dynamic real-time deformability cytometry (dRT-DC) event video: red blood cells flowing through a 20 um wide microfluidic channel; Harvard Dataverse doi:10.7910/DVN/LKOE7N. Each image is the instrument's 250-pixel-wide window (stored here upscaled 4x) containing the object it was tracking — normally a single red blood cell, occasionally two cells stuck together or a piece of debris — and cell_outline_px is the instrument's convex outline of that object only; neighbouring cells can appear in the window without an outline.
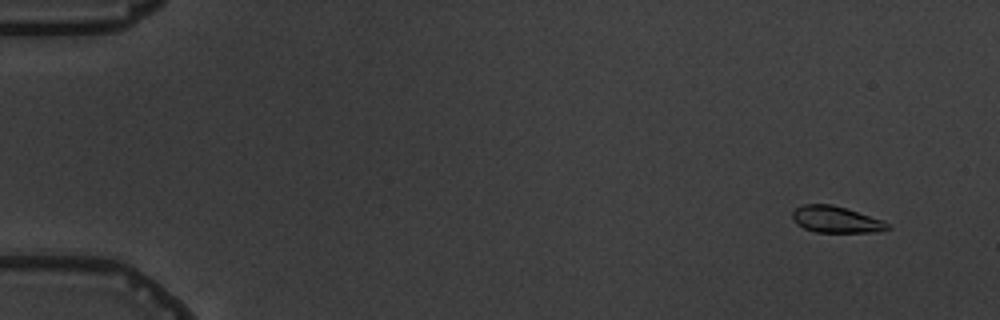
{"species": "common noctule bat (a hibernating species)", "species_latin": "Nyctalus noctula", "temperature_condition": "warm", "stored_images_in_passage": 6, "camera_frame_rate_fps": 3000, "um_per_image_px": 0.085, "animal": {"sex": "male", "body_mass_g": 19.5, "forearm_length_mm": 54.6}, "frame": {"image": 1, "passage_image": 2, "time_ms": 1.333, "image_size_px": [1000, 320], "cell_outline_px": [[892, 228], [876, 232], [816, 232], [804, 228], [796, 224], [792, 220], [792, 212], [796, 208], [804, 204], [832, 204], [884, 220]], "centroid_in_image_um": [71.05, 18.66], "position_along_channel_um": 13.9, "area_um2": 14.74}}
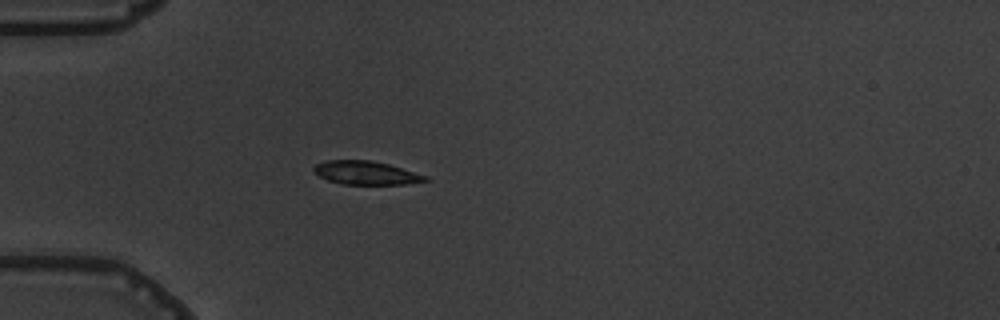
{"frame": {"image": 2, "passage_image": 6, "time_ms": 5.667, "image_size_px": [1000, 320], "cell_outline_px": [[432, 180], [404, 184], [340, 184], [328, 180], [320, 176], [312, 168], [316, 164], [324, 160], [372, 160], [388, 164], [428, 176]], "centroid_in_image_um": [31.12, 14.69], "position_along_channel_um": 53.9, "area_um2": 15.26}}